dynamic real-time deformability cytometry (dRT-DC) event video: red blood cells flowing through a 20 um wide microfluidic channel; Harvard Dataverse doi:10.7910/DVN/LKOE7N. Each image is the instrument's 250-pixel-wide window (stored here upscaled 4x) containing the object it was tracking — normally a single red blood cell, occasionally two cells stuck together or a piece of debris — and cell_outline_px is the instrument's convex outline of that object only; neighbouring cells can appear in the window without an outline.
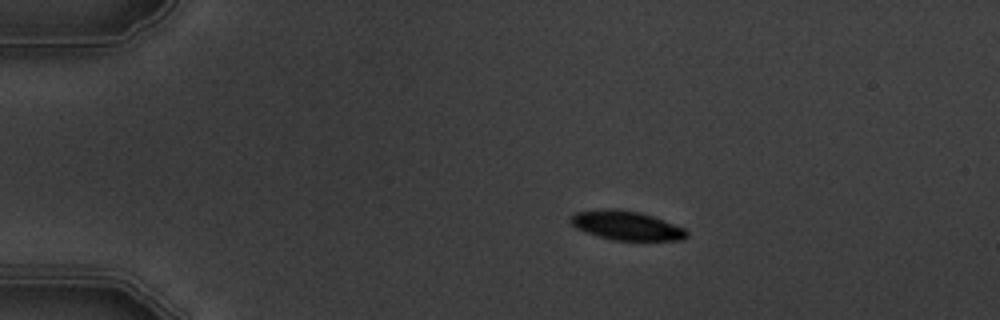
{"species": "common noctule bat (a hibernating species)", "species_latin": "Nyctalus noctula", "temperature_condition": "warm", "stored_images_in_passage": 6, "camera_frame_rate_fps": 3000, "um_per_image_px": 0.085, "animal": {"sex": "male", "body_mass_g": 19.5, "forearm_length_mm": 54.6}, "frame": {"image": 1, "passage_image": 3, "time_ms": 3.333, "image_size_px": [1000, 320], "cell_outline_px": [[688, 236], [684, 240], [612, 240], [584, 232], [576, 228], [572, 224], [572, 216], [576, 212], [608, 208], [616, 208], [640, 212], [664, 220], [684, 228], [688, 232]], "centroid_in_image_um": [53.27, 19.17], "position_along_channel_um": 31.7, "area_um2": 19.65}}